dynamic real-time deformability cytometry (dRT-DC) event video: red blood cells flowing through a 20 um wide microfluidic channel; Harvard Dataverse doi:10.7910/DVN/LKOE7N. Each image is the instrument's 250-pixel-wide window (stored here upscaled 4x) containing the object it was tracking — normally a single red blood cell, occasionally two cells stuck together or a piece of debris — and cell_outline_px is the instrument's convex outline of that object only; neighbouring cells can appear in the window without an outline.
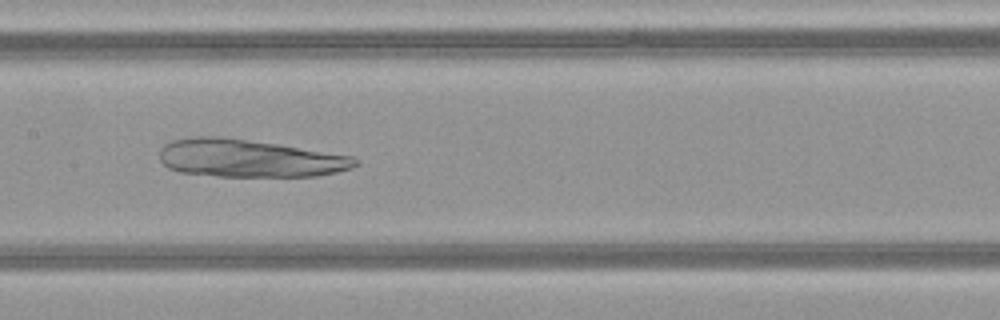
{"species": "common noctule bat (a hibernating species)", "species_latin": "Nyctalus noctula", "temperature_condition": "warm", "stored_images_in_passage": 49, "camera_frame_rate_fps": 3000, "um_per_image_px": 0.085, "animal": {"sex": "female", "body_mass_g": 21.9}, "frame": {"image": 1, "passage_image": 24, "time_ms": 7.667, "image_size_px": [1000, 320], "cell_outline_px": [[360, 164], [352, 168], [336, 172], [316, 176], [216, 176], [180, 172], [168, 168], [160, 160], [160, 148], [164, 144], [172, 140], [196, 136], [220, 136], [280, 144], [356, 156], [360, 160]], "centroid_in_image_um": [21.22, 13.45], "position_along_channel_um": 186.2, "area_um2": 43.47}}
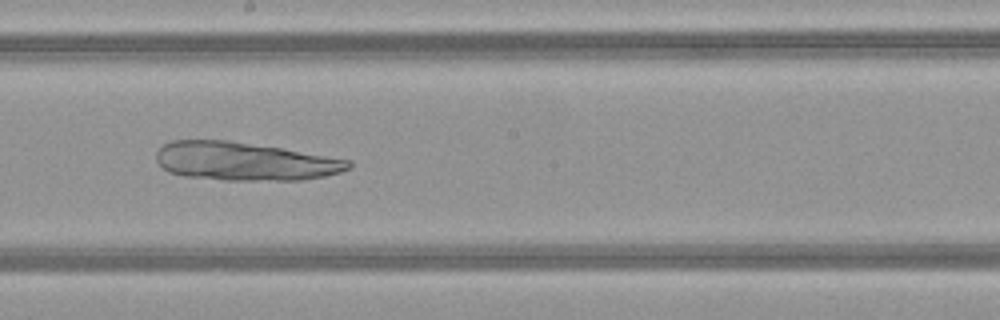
{"frame": {"image": 2, "passage_image": 27, "time_ms": 8.667, "image_size_px": [1000, 320], "cell_outline_px": [[352, 168], [340, 172], [324, 176], [300, 180], [224, 180], [184, 176], [168, 172], [156, 160], [156, 152], [164, 144], [172, 140], [228, 140], [280, 148], [352, 160]], "centroid_in_image_um": [20.79, 13.72], "position_along_channel_um": 227.4, "area_um2": 42.89}}
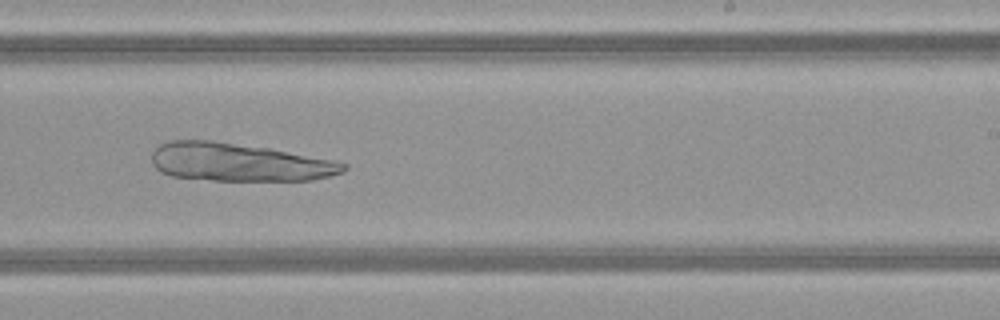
{"frame": {"image": 3, "passage_image": 30, "time_ms": 9.667, "image_size_px": [1000, 320], "cell_outline_px": [[348, 168], [344, 172], [312, 180], [212, 180], [172, 176], [160, 172], [152, 164], [152, 152], [160, 144], [168, 140], [212, 140], [268, 148], [336, 160], [348, 164]], "centroid_in_image_um": [20.31, 13.78], "position_along_channel_um": 268.7, "area_um2": 42.66}}